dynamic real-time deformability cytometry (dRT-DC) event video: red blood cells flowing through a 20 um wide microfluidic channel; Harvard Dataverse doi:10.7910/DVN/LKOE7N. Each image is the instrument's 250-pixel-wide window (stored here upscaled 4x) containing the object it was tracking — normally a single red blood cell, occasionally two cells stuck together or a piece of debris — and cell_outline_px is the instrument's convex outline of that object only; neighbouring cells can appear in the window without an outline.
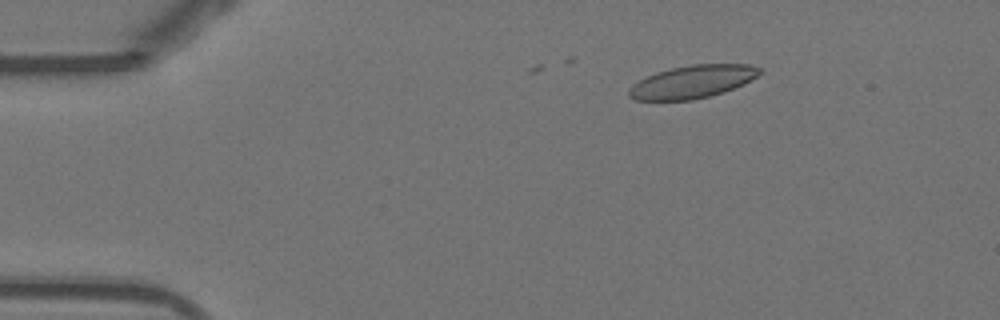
{"species": "Egyptian fruit bat (a non-hibernating species)", "species_latin": "Rousettus aegyptiacus", "temperature_condition": "warm", "stored_images_in_passage": 13, "camera_frame_rate_fps": 3000, "um_per_image_px": 0.085, "animal": {"sex": "female"}, "frame": {"image": 1, "passage_image": 9, "time_ms": 2.667, "image_size_px": [1000, 320], "cell_outline_px": [[760, 72], [756, 76], [744, 84], [724, 92], [692, 100], [636, 100], [628, 96], [628, 88], [632, 84], [656, 72], [672, 68], [692, 64], [752, 64], [760, 68]], "centroid_in_image_um": [58.84, 6.95], "position_along_channel_um": 26.2, "area_um2": 24.91}}